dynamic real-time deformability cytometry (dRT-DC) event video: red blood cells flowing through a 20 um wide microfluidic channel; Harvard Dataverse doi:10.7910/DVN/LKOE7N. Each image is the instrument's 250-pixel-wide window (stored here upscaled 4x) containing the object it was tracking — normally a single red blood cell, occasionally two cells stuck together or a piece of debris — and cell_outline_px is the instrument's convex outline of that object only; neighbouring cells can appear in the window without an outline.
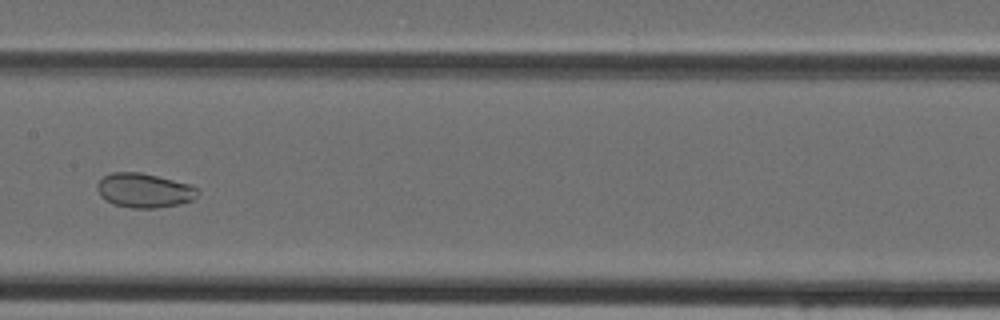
{"species": "Egyptian fruit bat (a non-hibernating species)", "species_latin": "Rousettus aegyptiacus", "temperature_condition": "cold", "stored_images_in_passage": 44, "camera_frame_rate_fps": 3000, "um_per_image_px": 0.085, "animal": {"sex": "female"}, "frame": {"image": 1, "passage_image": 21, "time_ms": 6.667, "image_size_px": [1000, 320], "cell_outline_px": [[200, 192], [192, 200], [176, 204], [156, 208], [132, 208], [116, 204], [104, 200], [100, 196], [96, 188], [96, 184], [104, 176], [112, 172], [140, 172], [188, 184], [196, 188]], "centroid_in_image_um": [12.21, 16.18], "position_along_channel_um": 195.2, "area_um2": 19.88}}
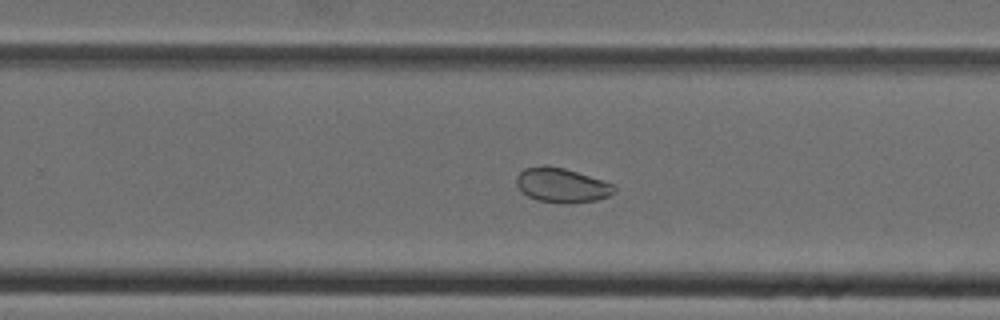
{"frame": {"image": 2, "passage_image": 27, "time_ms": 8.667, "image_size_px": [1000, 320], "cell_outline_px": [[616, 192], [608, 196], [596, 200], [568, 204], [556, 204], [536, 200], [528, 196], [516, 184], [516, 176], [524, 168], [544, 164], [564, 168], [612, 184], [616, 188]], "centroid_in_image_um": [47.72, 15.76], "position_along_channel_um": 282.1, "area_um2": 19.71}}
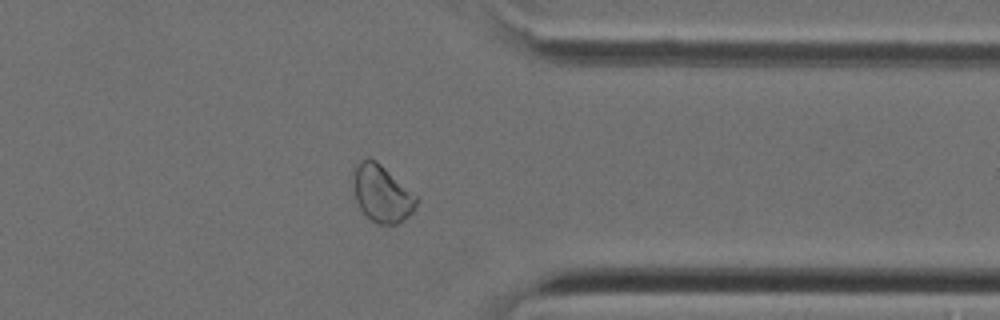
{"frame": {"image": 3, "passage_image": 34, "time_ms": 11.0, "image_size_px": [1000, 320], "cell_outline_px": [[416, 204], [412, 212], [404, 220], [396, 224], [376, 224], [360, 208], [356, 200], [352, 184], [352, 172], [356, 164], [360, 160], [368, 156], [376, 160], [416, 196]], "centroid_in_image_um": [32.4, 16.42], "position_along_channel_um": 379.0, "area_um2": 20.87}}